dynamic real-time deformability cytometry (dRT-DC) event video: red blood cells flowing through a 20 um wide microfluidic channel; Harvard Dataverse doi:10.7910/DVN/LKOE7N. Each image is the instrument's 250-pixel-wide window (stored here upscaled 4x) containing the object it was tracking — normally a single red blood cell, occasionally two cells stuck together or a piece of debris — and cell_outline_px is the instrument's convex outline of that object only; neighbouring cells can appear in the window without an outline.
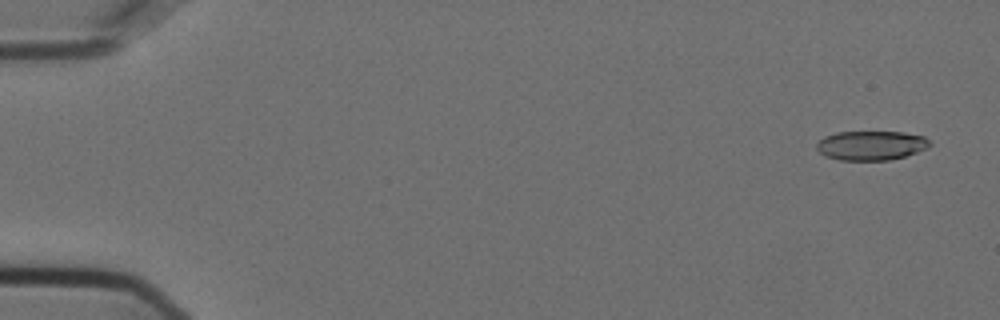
{"species": "Egyptian fruit bat (a non-hibernating species)", "species_latin": "Rousettus aegyptiacus", "temperature_condition": "cold", "stored_images_in_passage": 57, "camera_frame_rate_fps": 3000, "um_per_image_px": 0.085, "animal": {"sex": "female"}, "frame": {"image": 1, "passage_image": 3, "time_ms": 0.667, "image_size_px": [1000, 320], "cell_outline_px": [[932, 144], [928, 148], [904, 156], [888, 160], [840, 160], [824, 156], [816, 148], [816, 144], [824, 136], [836, 132], [904, 132], [924, 136]], "centroid_in_image_um": [74.03, 12.36], "position_along_channel_um": 11.0, "area_um2": 19.36}}
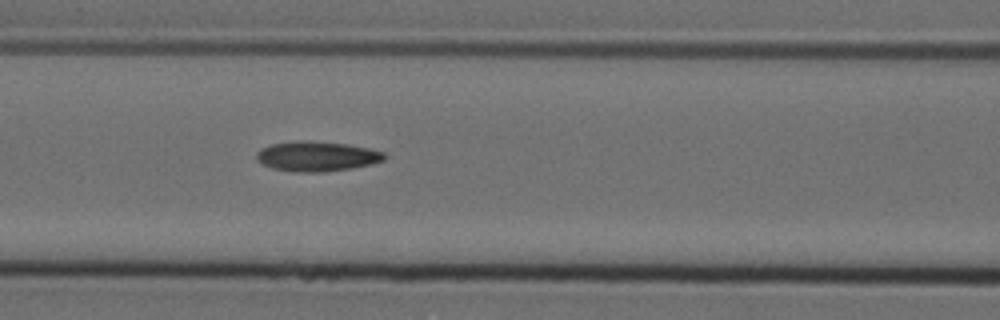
{"frame": {"image": 2, "passage_image": 25, "time_ms": 8.0, "image_size_px": [1000, 320], "cell_outline_px": [[388, 156], [384, 160], [372, 164], [352, 168], [324, 172], [296, 172], [272, 168], [256, 160], [256, 152], [260, 148], [272, 144], [296, 140], [348, 144], [368, 148], [384, 152]], "centroid_in_image_um": [26.93, 13.29], "position_along_channel_um": 139.7, "area_um2": 22.37}}
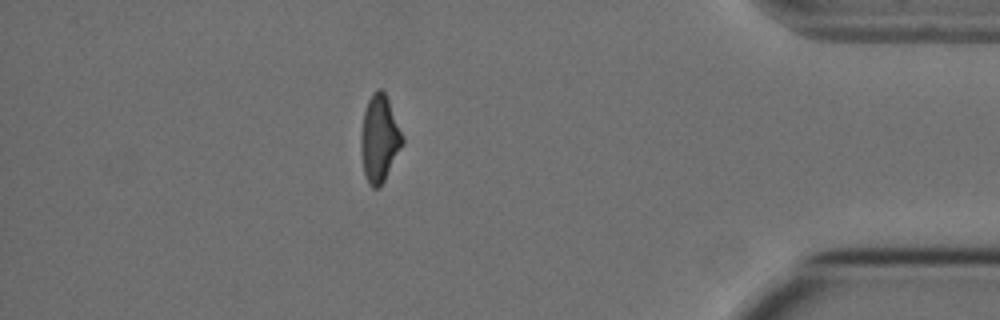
{"frame": {"image": 3, "passage_image": 50, "time_ms": 16.333, "image_size_px": [1000, 320], "cell_outline_px": [[404, 144], [380, 188], [372, 188], [368, 184], [364, 172], [360, 148], [360, 136], [364, 112], [368, 100], [372, 92], [380, 88], [384, 92], [388, 100], [404, 140]], "centroid_in_image_um": [32.24, 11.82], "position_along_channel_um": 403.0, "area_um2": 20.92}, "authors_computed_cell_mechanics": {"area_um2": 21.2704, "velocity_mm_per_s": 3.6293, "shape_relaxation_time_tau1_ms": null, "shape_relaxation_time_tau2_ms": 4.5607, "deformation_change_tau1": null, "deformation_change_tau2": 0.1365}}